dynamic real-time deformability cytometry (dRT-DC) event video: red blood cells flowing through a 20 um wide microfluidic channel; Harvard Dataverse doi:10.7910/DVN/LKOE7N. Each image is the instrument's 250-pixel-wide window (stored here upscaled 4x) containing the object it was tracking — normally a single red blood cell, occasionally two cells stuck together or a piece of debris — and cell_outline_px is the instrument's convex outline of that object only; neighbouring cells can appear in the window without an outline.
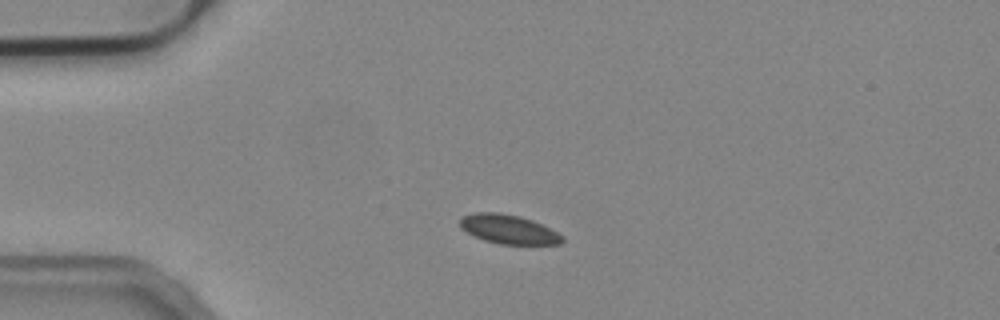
{"species": "common noctule bat (a hibernating species)", "species_latin": "Nyctalus noctula", "temperature_condition": "cold", "stored_images_in_passage": 43, "camera_frame_rate_fps": 3000, "um_per_image_px": 0.085, "animal": {"sex": "male", "body_mass_g": 19.2, "forearm_length_mm": 51.8}, "frame": {"image": 1, "passage_image": 2, "time_ms": 0.333, "image_size_px": [1000, 320], "cell_outline_px": [[564, 240], [560, 244], [500, 244], [484, 240], [460, 228], [460, 216], [472, 212], [500, 212], [520, 216], [532, 220], [564, 236]], "centroid_in_image_um": [43.19, 19.47], "position_along_channel_um": 41.8, "area_um2": 17.34}}
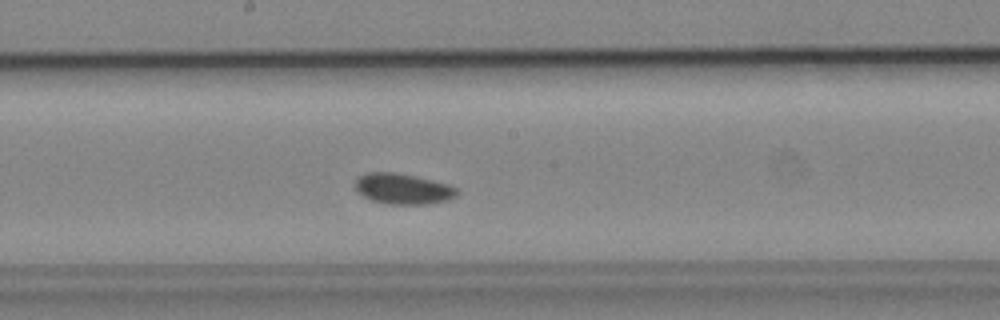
{"frame": {"image": 2, "passage_image": 18, "time_ms": 5.667, "image_size_px": [1000, 320], "cell_outline_px": [[456, 196], [448, 200], [424, 204], [388, 204], [372, 200], [356, 192], [356, 180], [360, 176], [368, 172], [396, 172], [416, 176], [448, 184], [456, 188]], "centroid_in_image_um": [34.23, 16.04], "position_along_channel_um": 214.0, "area_um2": 18.03}}
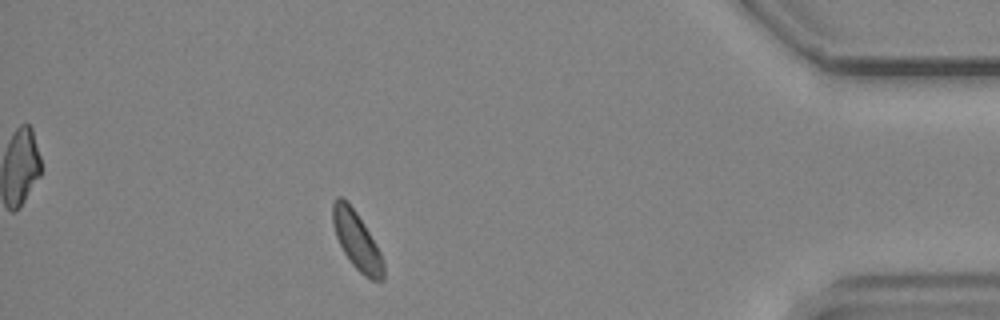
{"frame": {"image": 3, "passage_image": 37, "time_ms": 12.0, "image_size_px": [1000, 320], "cell_outline_px": [[384, 280], [372, 280], [364, 276], [352, 264], [344, 252], [336, 236], [332, 224], [332, 204], [336, 196], [340, 196], [356, 212], [364, 224], [376, 244], [384, 260]], "centroid_in_image_um": [30.33, 20.47], "position_along_channel_um": 404.9, "area_um2": 16.94}, "authors_computed_cell_mechanics": {"area_um2": 17.34, "velocity_mm_per_s": 3.7664, "shape_relaxation_time_tau1_ms": null, "shape_relaxation_time_tau2_ms": 8.5271, "deformation_change_tau1": null, "deformation_change_tau2": 0.0942}}